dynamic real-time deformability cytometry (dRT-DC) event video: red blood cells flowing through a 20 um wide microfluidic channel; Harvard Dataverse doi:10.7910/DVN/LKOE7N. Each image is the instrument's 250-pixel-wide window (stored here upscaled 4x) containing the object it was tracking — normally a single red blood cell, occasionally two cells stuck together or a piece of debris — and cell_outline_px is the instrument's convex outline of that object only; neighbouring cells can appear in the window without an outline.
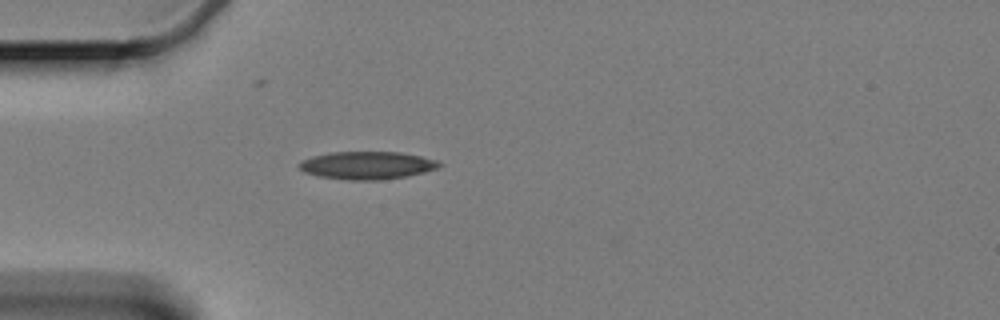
{"species": "Egyptian fruit bat (a non-hibernating species)", "species_latin": "Rousettus aegyptiacus", "temperature_condition": "cold", "stored_images_in_passage": 37, "camera_frame_rate_fps": 3000, "um_per_image_px": 0.085, "animal": {"sex": "female"}, "frame": {"image": 1, "passage_image": 1, "time_ms": 0.0, "image_size_px": [1000, 320], "cell_outline_px": [[444, 164], [436, 168], [424, 172], [404, 176], [380, 180], [348, 180], [320, 176], [304, 172], [296, 164], [300, 160], [312, 156], [332, 152], [400, 152], [420, 156], [436, 160]], "centroid_in_image_um": [31.16, 14.05], "position_along_channel_um": 53.8, "area_um2": 22.6}}
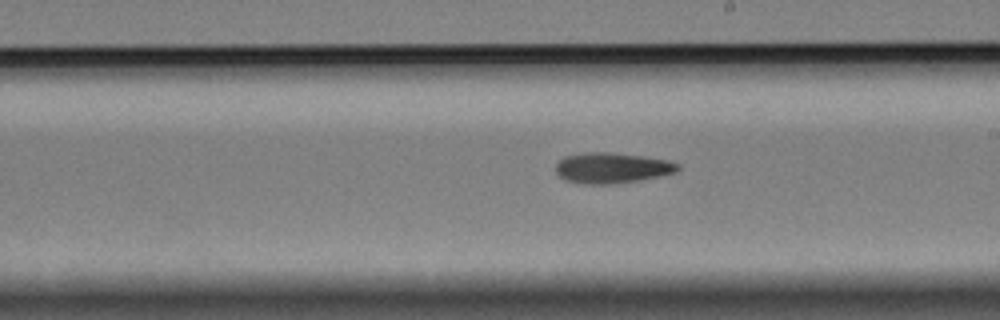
{"frame": {"image": 2, "passage_image": 18, "time_ms": 5.667, "image_size_px": [1000, 320], "cell_outline_px": [[680, 168], [676, 172], [660, 176], [640, 180], [608, 184], [584, 184], [564, 180], [556, 172], [556, 164], [564, 156], [584, 152], [612, 152], [644, 156], [668, 160], [680, 164]], "centroid_in_image_um": [52.02, 14.26], "position_along_channel_um": 237.0, "area_um2": 21.91}}
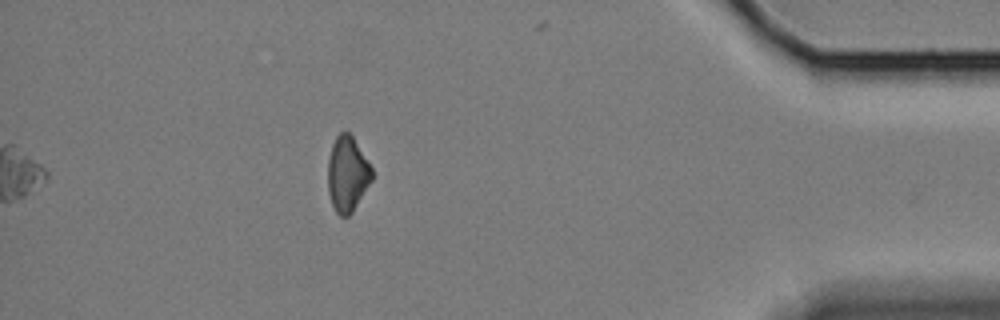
{"frame": {"image": 3, "passage_image": 37, "time_ms": 12.0, "image_size_px": [1000, 320], "cell_outline_px": [[372, 180], [352, 212], [348, 216], [340, 216], [336, 212], [332, 204], [328, 192], [328, 160], [332, 144], [336, 136], [340, 132], [348, 132], [352, 136], [372, 168]], "centroid_in_image_um": [29.51, 14.8], "position_along_channel_um": 405.7, "area_um2": 19.13}}